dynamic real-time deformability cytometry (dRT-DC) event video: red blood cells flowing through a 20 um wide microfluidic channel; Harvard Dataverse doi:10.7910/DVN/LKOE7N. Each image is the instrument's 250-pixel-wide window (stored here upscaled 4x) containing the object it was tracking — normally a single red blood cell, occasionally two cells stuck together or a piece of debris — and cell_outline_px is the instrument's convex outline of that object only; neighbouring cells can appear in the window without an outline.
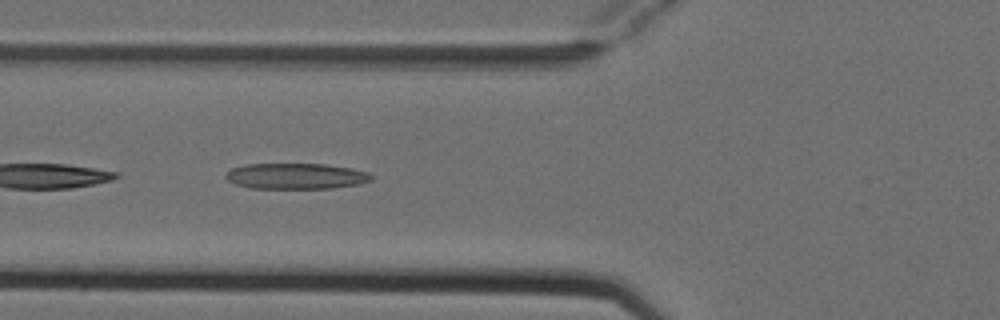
{"species": "Egyptian fruit bat (a non-hibernating species)", "species_latin": "Rousettus aegyptiacus", "temperature_condition": "cold", "stored_images_in_passage": 5, "camera_frame_rate_fps": 3000, "um_per_image_px": 0.085, "animal": {"sex": "female"}, "frame": {"image": 1, "passage_image": 4, "time_ms": 1.0, "image_size_px": [1000, 320], "cell_outline_px": [[372, 180], [360, 184], [332, 188], [252, 188], [236, 184], [228, 180], [224, 176], [232, 168], [244, 164], [324, 164], [348, 168], [368, 172], [372, 176]], "centroid_in_image_um": [25.15, 14.97], "position_along_channel_um": 100.6, "area_um2": 21.73}}